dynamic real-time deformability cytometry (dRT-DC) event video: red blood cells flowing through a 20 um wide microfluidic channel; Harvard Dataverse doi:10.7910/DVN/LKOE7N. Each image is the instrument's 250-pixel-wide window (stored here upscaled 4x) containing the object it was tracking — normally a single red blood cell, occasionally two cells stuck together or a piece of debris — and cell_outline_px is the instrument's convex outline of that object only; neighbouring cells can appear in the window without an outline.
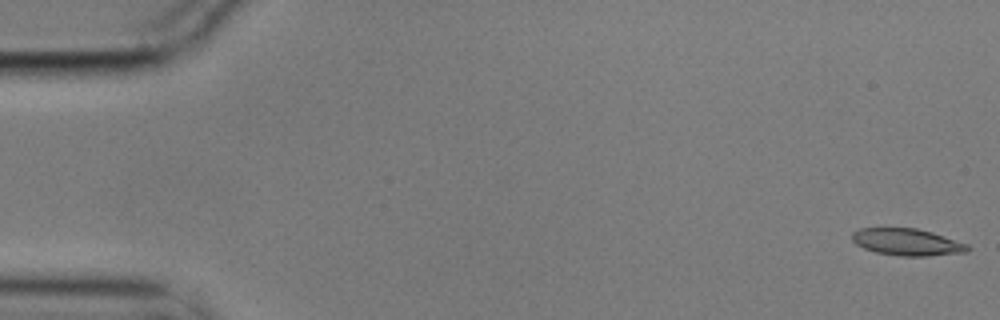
{"species": "common noctule bat (a hibernating species)", "species_latin": "Nyctalus noctula", "temperature_condition": "cold", "stored_images_in_passage": 6, "camera_frame_rate_fps": 3000, "um_per_image_px": 0.085, "animal": {"sex": "male", "body_mass_g": 17.9}, "frame": {"image": 1, "passage_image": 1, "time_ms": 0.0, "image_size_px": [1000, 320], "cell_outline_px": [[972, 248], [968, 252], [928, 256], [900, 256], [876, 252], [864, 248], [856, 244], [852, 240], [852, 232], [860, 228], [916, 228], [932, 232], [968, 244]], "centroid_in_image_um": [77.13, 20.58], "position_along_channel_um": 7.9, "area_um2": 18.21}}
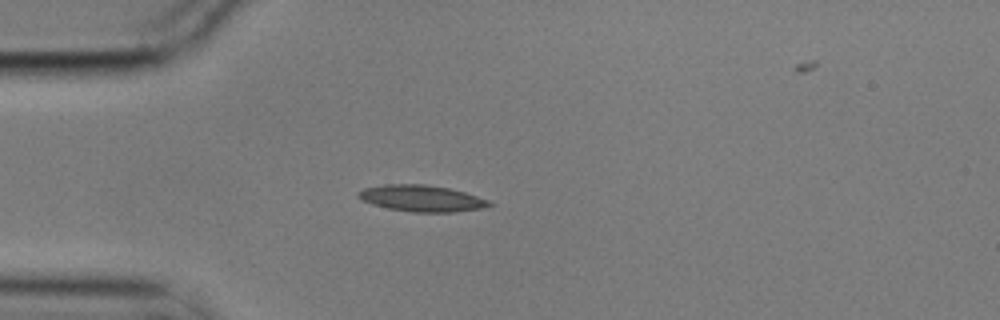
{"frame": {"image": 2, "passage_image": 5, "time_ms": 1.333, "image_size_px": [1000, 320], "cell_outline_px": [[492, 204], [480, 208], [456, 212], [412, 212], [388, 208], [372, 204], [356, 196], [356, 192], [364, 188], [384, 184], [424, 184], [448, 188], [464, 192], [488, 200]], "centroid_in_image_um": [35.78, 16.85], "position_along_channel_um": 49.2, "area_um2": 19.94}}